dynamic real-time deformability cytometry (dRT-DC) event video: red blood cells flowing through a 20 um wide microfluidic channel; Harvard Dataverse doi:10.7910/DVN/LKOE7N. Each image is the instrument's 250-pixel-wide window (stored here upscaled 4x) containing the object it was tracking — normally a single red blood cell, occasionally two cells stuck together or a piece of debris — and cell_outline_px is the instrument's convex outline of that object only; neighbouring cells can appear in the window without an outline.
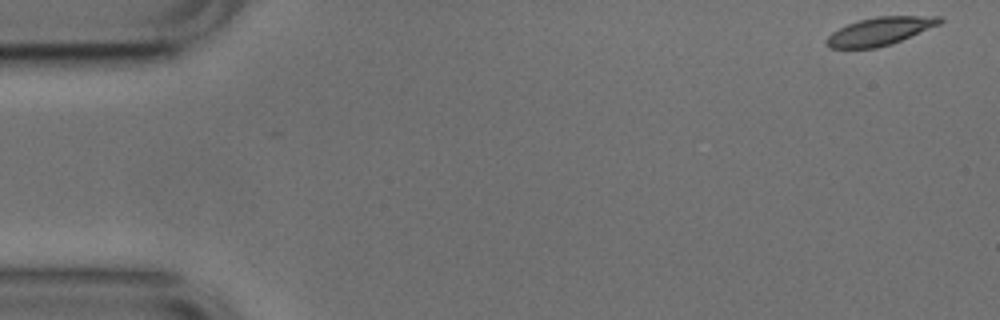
{"species": "common noctule bat (a hibernating species)", "species_latin": "Nyctalus noctula", "temperature_condition": "cold", "stored_images_in_passage": 52, "camera_frame_rate_fps": 3000, "um_per_image_px": 0.085, "animal": {"sex": "male", "body_mass_g": 17.9, "forearm_length_mm": 54.2}, "frame": {"image": 1, "passage_image": 1, "time_ms": 0.0, "image_size_px": [1000, 320], "cell_outline_px": [[944, 20], [940, 24], [892, 44], [876, 48], [828, 48], [824, 44], [824, 40], [832, 32], [848, 24], [860, 20], [876, 16], [940, 16]], "centroid_in_image_um": [74.77, 2.66], "position_along_channel_um": 10.2, "area_um2": 18.5}}
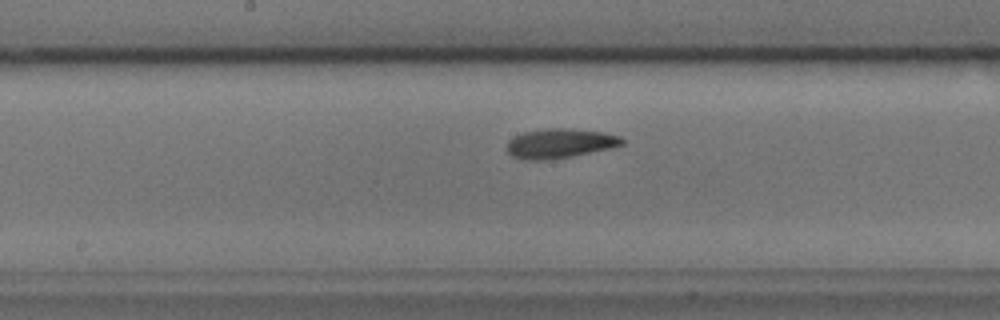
{"frame": {"image": 2, "passage_image": 26, "time_ms": 8.333, "image_size_px": [1000, 320], "cell_outline_px": [[624, 144], [612, 148], [572, 156], [548, 160], [524, 160], [512, 156], [508, 152], [508, 140], [524, 132], [548, 128], [572, 128], [604, 132], [620, 136], [624, 140]], "centroid_in_image_um": [47.62, 12.18], "position_along_channel_um": 200.6, "area_um2": 19.88}}
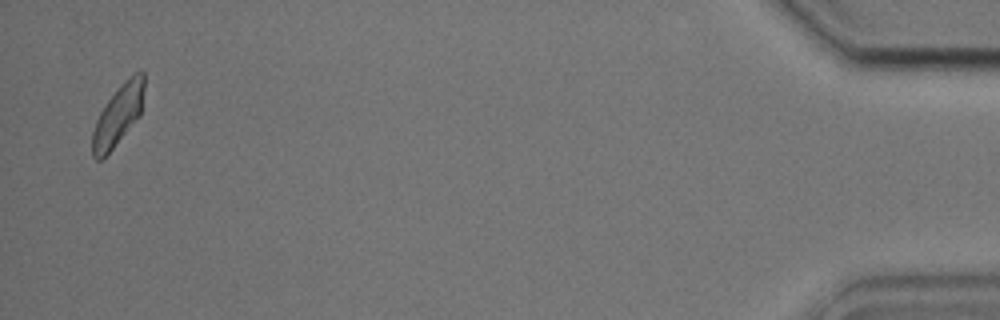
{"frame": {"image": 3, "passage_image": 51, "time_ms": 16.667, "image_size_px": [1000, 320], "cell_outline_px": [[144, 88], [140, 116], [112, 148], [100, 160], [96, 160], [92, 156], [92, 132], [96, 120], [100, 112], [108, 100], [120, 84], [124, 80], [140, 68], [144, 72]], "centroid_in_image_um": [10.05, 9.74], "position_along_channel_um": 425.2, "area_um2": 18.15}, "authors_computed_cell_mechanics": {"area_um2": 19.2185, "velocity_mm_per_s": 3.7382, "shape_relaxation_time_tau1_ms": 1.798, "shape_relaxation_time_tau2_ms": 2.5052, "deformation_change_tau1": 0.094, "deformation_change_tau2": 0.0765}}